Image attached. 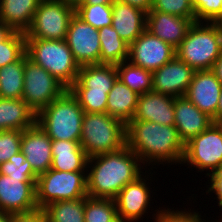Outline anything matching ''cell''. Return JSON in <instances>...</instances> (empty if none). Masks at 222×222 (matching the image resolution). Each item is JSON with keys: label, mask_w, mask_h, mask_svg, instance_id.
<instances>
[{"label": "cell", "mask_w": 222, "mask_h": 222, "mask_svg": "<svg viewBox=\"0 0 222 222\" xmlns=\"http://www.w3.org/2000/svg\"><path fill=\"white\" fill-rule=\"evenodd\" d=\"M157 213H153V218L156 222H204L201 218L202 216L199 215L197 212H190L186 211H179V210H172V209H161L159 208ZM156 215V216H155Z\"/></svg>", "instance_id": "39"}, {"label": "cell", "mask_w": 222, "mask_h": 222, "mask_svg": "<svg viewBox=\"0 0 222 222\" xmlns=\"http://www.w3.org/2000/svg\"><path fill=\"white\" fill-rule=\"evenodd\" d=\"M88 196L86 171L66 172L49 169L37 177L38 209L50 203L76 200Z\"/></svg>", "instance_id": "7"}, {"label": "cell", "mask_w": 222, "mask_h": 222, "mask_svg": "<svg viewBox=\"0 0 222 222\" xmlns=\"http://www.w3.org/2000/svg\"><path fill=\"white\" fill-rule=\"evenodd\" d=\"M117 79L116 65H82L80 66L77 80L68 90H89V93L108 94Z\"/></svg>", "instance_id": "22"}, {"label": "cell", "mask_w": 222, "mask_h": 222, "mask_svg": "<svg viewBox=\"0 0 222 222\" xmlns=\"http://www.w3.org/2000/svg\"><path fill=\"white\" fill-rule=\"evenodd\" d=\"M118 79L132 91L141 95L152 91V72L128 61L116 65Z\"/></svg>", "instance_id": "30"}, {"label": "cell", "mask_w": 222, "mask_h": 222, "mask_svg": "<svg viewBox=\"0 0 222 222\" xmlns=\"http://www.w3.org/2000/svg\"><path fill=\"white\" fill-rule=\"evenodd\" d=\"M175 51L170 44L145 30L129 44L127 61L153 72L169 62L176 55Z\"/></svg>", "instance_id": "13"}, {"label": "cell", "mask_w": 222, "mask_h": 222, "mask_svg": "<svg viewBox=\"0 0 222 222\" xmlns=\"http://www.w3.org/2000/svg\"><path fill=\"white\" fill-rule=\"evenodd\" d=\"M52 139L36 122L22 131L20 151L31 164L33 173L38 177L51 169Z\"/></svg>", "instance_id": "16"}, {"label": "cell", "mask_w": 222, "mask_h": 222, "mask_svg": "<svg viewBox=\"0 0 222 222\" xmlns=\"http://www.w3.org/2000/svg\"><path fill=\"white\" fill-rule=\"evenodd\" d=\"M42 210L46 222H84L85 197L50 203Z\"/></svg>", "instance_id": "29"}, {"label": "cell", "mask_w": 222, "mask_h": 222, "mask_svg": "<svg viewBox=\"0 0 222 222\" xmlns=\"http://www.w3.org/2000/svg\"><path fill=\"white\" fill-rule=\"evenodd\" d=\"M127 146L137 154L143 166L160 162L182 164L185 144L175 126L131 120L126 125Z\"/></svg>", "instance_id": "2"}, {"label": "cell", "mask_w": 222, "mask_h": 222, "mask_svg": "<svg viewBox=\"0 0 222 222\" xmlns=\"http://www.w3.org/2000/svg\"><path fill=\"white\" fill-rule=\"evenodd\" d=\"M210 185L208 190L206 191L208 193H215L217 195L218 205L222 209V167L214 171L210 176Z\"/></svg>", "instance_id": "40"}, {"label": "cell", "mask_w": 222, "mask_h": 222, "mask_svg": "<svg viewBox=\"0 0 222 222\" xmlns=\"http://www.w3.org/2000/svg\"><path fill=\"white\" fill-rule=\"evenodd\" d=\"M10 222H46L42 209L30 213L10 214Z\"/></svg>", "instance_id": "41"}, {"label": "cell", "mask_w": 222, "mask_h": 222, "mask_svg": "<svg viewBox=\"0 0 222 222\" xmlns=\"http://www.w3.org/2000/svg\"><path fill=\"white\" fill-rule=\"evenodd\" d=\"M100 64L118 65L128 59L129 44L121 39L112 26L98 29Z\"/></svg>", "instance_id": "27"}, {"label": "cell", "mask_w": 222, "mask_h": 222, "mask_svg": "<svg viewBox=\"0 0 222 222\" xmlns=\"http://www.w3.org/2000/svg\"><path fill=\"white\" fill-rule=\"evenodd\" d=\"M126 124L107 113H84L80 146L88 158L115 152L127 145Z\"/></svg>", "instance_id": "5"}, {"label": "cell", "mask_w": 222, "mask_h": 222, "mask_svg": "<svg viewBox=\"0 0 222 222\" xmlns=\"http://www.w3.org/2000/svg\"><path fill=\"white\" fill-rule=\"evenodd\" d=\"M195 10L196 22L214 23L222 14V0H190Z\"/></svg>", "instance_id": "38"}, {"label": "cell", "mask_w": 222, "mask_h": 222, "mask_svg": "<svg viewBox=\"0 0 222 222\" xmlns=\"http://www.w3.org/2000/svg\"><path fill=\"white\" fill-rule=\"evenodd\" d=\"M150 11H159L196 22L195 10L190 0H153Z\"/></svg>", "instance_id": "34"}, {"label": "cell", "mask_w": 222, "mask_h": 222, "mask_svg": "<svg viewBox=\"0 0 222 222\" xmlns=\"http://www.w3.org/2000/svg\"><path fill=\"white\" fill-rule=\"evenodd\" d=\"M75 8L60 0H41L26 38L64 40Z\"/></svg>", "instance_id": "8"}, {"label": "cell", "mask_w": 222, "mask_h": 222, "mask_svg": "<svg viewBox=\"0 0 222 222\" xmlns=\"http://www.w3.org/2000/svg\"><path fill=\"white\" fill-rule=\"evenodd\" d=\"M26 54L28 59L47 70L67 89L77 80L80 66L65 39L26 38Z\"/></svg>", "instance_id": "6"}, {"label": "cell", "mask_w": 222, "mask_h": 222, "mask_svg": "<svg viewBox=\"0 0 222 222\" xmlns=\"http://www.w3.org/2000/svg\"><path fill=\"white\" fill-rule=\"evenodd\" d=\"M175 50L193 70H210L222 50V31L214 23L195 22Z\"/></svg>", "instance_id": "4"}, {"label": "cell", "mask_w": 222, "mask_h": 222, "mask_svg": "<svg viewBox=\"0 0 222 222\" xmlns=\"http://www.w3.org/2000/svg\"><path fill=\"white\" fill-rule=\"evenodd\" d=\"M36 182L37 178H11L0 174V211L21 214L37 210Z\"/></svg>", "instance_id": "11"}, {"label": "cell", "mask_w": 222, "mask_h": 222, "mask_svg": "<svg viewBox=\"0 0 222 222\" xmlns=\"http://www.w3.org/2000/svg\"><path fill=\"white\" fill-rule=\"evenodd\" d=\"M13 30L0 20V43L4 41Z\"/></svg>", "instance_id": "44"}, {"label": "cell", "mask_w": 222, "mask_h": 222, "mask_svg": "<svg viewBox=\"0 0 222 222\" xmlns=\"http://www.w3.org/2000/svg\"><path fill=\"white\" fill-rule=\"evenodd\" d=\"M80 141L52 140L51 169L57 171H87L88 157Z\"/></svg>", "instance_id": "23"}, {"label": "cell", "mask_w": 222, "mask_h": 222, "mask_svg": "<svg viewBox=\"0 0 222 222\" xmlns=\"http://www.w3.org/2000/svg\"><path fill=\"white\" fill-rule=\"evenodd\" d=\"M111 222H130L128 220H125L123 218H121L120 216H117L114 220H112Z\"/></svg>", "instance_id": "51"}, {"label": "cell", "mask_w": 222, "mask_h": 222, "mask_svg": "<svg viewBox=\"0 0 222 222\" xmlns=\"http://www.w3.org/2000/svg\"><path fill=\"white\" fill-rule=\"evenodd\" d=\"M116 217L114 199L85 197L84 222H111Z\"/></svg>", "instance_id": "31"}, {"label": "cell", "mask_w": 222, "mask_h": 222, "mask_svg": "<svg viewBox=\"0 0 222 222\" xmlns=\"http://www.w3.org/2000/svg\"><path fill=\"white\" fill-rule=\"evenodd\" d=\"M25 53L19 60L0 68V98L22 99Z\"/></svg>", "instance_id": "28"}, {"label": "cell", "mask_w": 222, "mask_h": 222, "mask_svg": "<svg viewBox=\"0 0 222 222\" xmlns=\"http://www.w3.org/2000/svg\"><path fill=\"white\" fill-rule=\"evenodd\" d=\"M214 123L220 128V130L222 131V117H218Z\"/></svg>", "instance_id": "50"}, {"label": "cell", "mask_w": 222, "mask_h": 222, "mask_svg": "<svg viewBox=\"0 0 222 222\" xmlns=\"http://www.w3.org/2000/svg\"><path fill=\"white\" fill-rule=\"evenodd\" d=\"M174 119V126L184 144L214 123L185 96L174 97Z\"/></svg>", "instance_id": "18"}, {"label": "cell", "mask_w": 222, "mask_h": 222, "mask_svg": "<svg viewBox=\"0 0 222 222\" xmlns=\"http://www.w3.org/2000/svg\"><path fill=\"white\" fill-rule=\"evenodd\" d=\"M194 72L195 70L175 55L152 72V91L173 97L184 96Z\"/></svg>", "instance_id": "14"}, {"label": "cell", "mask_w": 222, "mask_h": 222, "mask_svg": "<svg viewBox=\"0 0 222 222\" xmlns=\"http://www.w3.org/2000/svg\"><path fill=\"white\" fill-rule=\"evenodd\" d=\"M22 131H0V164L8 161L13 155L20 152Z\"/></svg>", "instance_id": "37"}, {"label": "cell", "mask_w": 222, "mask_h": 222, "mask_svg": "<svg viewBox=\"0 0 222 222\" xmlns=\"http://www.w3.org/2000/svg\"><path fill=\"white\" fill-rule=\"evenodd\" d=\"M84 113L67 89L37 114L36 122L52 140L80 141Z\"/></svg>", "instance_id": "3"}, {"label": "cell", "mask_w": 222, "mask_h": 222, "mask_svg": "<svg viewBox=\"0 0 222 222\" xmlns=\"http://www.w3.org/2000/svg\"><path fill=\"white\" fill-rule=\"evenodd\" d=\"M66 90L67 88L47 70L28 58L24 61L22 99L36 114L59 98Z\"/></svg>", "instance_id": "9"}, {"label": "cell", "mask_w": 222, "mask_h": 222, "mask_svg": "<svg viewBox=\"0 0 222 222\" xmlns=\"http://www.w3.org/2000/svg\"><path fill=\"white\" fill-rule=\"evenodd\" d=\"M183 163L209 170L207 176L222 167V131L215 123L185 144Z\"/></svg>", "instance_id": "10"}, {"label": "cell", "mask_w": 222, "mask_h": 222, "mask_svg": "<svg viewBox=\"0 0 222 222\" xmlns=\"http://www.w3.org/2000/svg\"><path fill=\"white\" fill-rule=\"evenodd\" d=\"M75 14L96 29L112 25V4H80Z\"/></svg>", "instance_id": "32"}, {"label": "cell", "mask_w": 222, "mask_h": 222, "mask_svg": "<svg viewBox=\"0 0 222 222\" xmlns=\"http://www.w3.org/2000/svg\"><path fill=\"white\" fill-rule=\"evenodd\" d=\"M211 70L214 72L216 78L222 83V50Z\"/></svg>", "instance_id": "43"}, {"label": "cell", "mask_w": 222, "mask_h": 222, "mask_svg": "<svg viewBox=\"0 0 222 222\" xmlns=\"http://www.w3.org/2000/svg\"><path fill=\"white\" fill-rule=\"evenodd\" d=\"M60 1L74 8H76L78 5H80L83 2V0H60Z\"/></svg>", "instance_id": "46"}, {"label": "cell", "mask_w": 222, "mask_h": 222, "mask_svg": "<svg viewBox=\"0 0 222 222\" xmlns=\"http://www.w3.org/2000/svg\"><path fill=\"white\" fill-rule=\"evenodd\" d=\"M147 178L140 176L136 181L127 184L117 196L114 198L117 216L134 222L142 219V216L147 212V207L150 206L152 201L149 181ZM147 179V180H145ZM147 182V183H146ZM149 204V205H148Z\"/></svg>", "instance_id": "17"}, {"label": "cell", "mask_w": 222, "mask_h": 222, "mask_svg": "<svg viewBox=\"0 0 222 222\" xmlns=\"http://www.w3.org/2000/svg\"><path fill=\"white\" fill-rule=\"evenodd\" d=\"M41 0H0V20L13 31L26 32Z\"/></svg>", "instance_id": "25"}, {"label": "cell", "mask_w": 222, "mask_h": 222, "mask_svg": "<svg viewBox=\"0 0 222 222\" xmlns=\"http://www.w3.org/2000/svg\"><path fill=\"white\" fill-rule=\"evenodd\" d=\"M218 117H222V90H221V94H220V98H219V103H218V107H217V113L215 115V120Z\"/></svg>", "instance_id": "47"}, {"label": "cell", "mask_w": 222, "mask_h": 222, "mask_svg": "<svg viewBox=\"0 0 222 222\" xmlns=\"http://www.w3.org/2000/svg\"><path fill=\"white\" fill-rule=\"evenodd\" d=\"M85 113H106L107 95L89 93V90H69Z\"/></svg>", "instance_id": "36"}, {"label": "cell", "mask_w": 222, "mask_h": 222, "mask_svg": "<svg viewBox=\"0 0 222 222\" xmlns=\"http://www.w3.org/2000/svg\"><path fill=\"white\" fill-rule=\"evenodd\" d=\"M222 83L210 70L195 71L185 97L215 121Z\"/></svg>", "instance_id": "15"}, {"label": "cell", "mask_w": 222, "mask_h": 222, "mask_svg": "<svg viewBox=\"0 0 222 222\" xmlns=\"http://www.w3.org/2000/svg\"><path fill=\"white\" fill-rule=\"evenodd\" d=\"M26 53V37L21 31H13L0 43V68L19 60Z\"/></svg>", "instance_id": "33"}, {"label": "cell", "mask_w": 222, "mask_h": 222, "mask_svg": "<svg viewBox=\"0 0 222 222\" xmlns=\"http://www.w3.org/2000/svg\"><path fill=\"white\" fill-rule=\"evenodd\" d=\"M0 222H10V214L0 211Z\"/></svg>", "instance_id": "48"}, {"label": "cell", "mask_w": 222, "mask_h": 222, "mask_svg": "<svg viewBox=\"0 0 222 222\" xmlns=\"http://www.w3.org/2000/svg\"><path fill=\"white\" fill-rule=\"evenodd\" d=\"M214 24L222 31V14L216 19Z\"/></svg>", "instance_id": "49"}, {"label": "cell", "mask_w": 222, "mask_h": 222, "mask_svg": "<svg viewBox=\"0 0 222 222\" xmlns=\"http://www.w3.org/2000/svg\"><path fill=\"white\" fill-rule=\"evenodd\" d=\"M36 117L23 99L0 98V131H23L36 123Z\"/></svg>", "instance_id": "24"}, {"label": "cell", "mask_w": 222, "mask_h": 222, "mask_svg": "<svg viewBox=\"0 0 222 222\" xmlns=\"http://www.w3.org/2000/svg\"><path fill=\"white\" fill-rule=\"evenodd\" d=\"M65 41L79 66L100 64L98 29L87 24L75 13L70 19Z\"/></svg>", "instance_id": "12"}, {"label": "cell", "mask_w": 222, "mask_h": 222, "mask_svg": "<svg viewBox=\"0 0 222 222\" xmlns=\"http://www.w3.org/2000/svg\"><path fill=\"white\" fill-rule=\"evenodd\" d=\"M141 163L137 154L127 145L118 151L88 158V196L114 199L127 184L144 176L141 171L144 166L141 167Z\"/></svg>", "instance_id": "1"}, {"label": "cell", "mask_w": 222, "mask_h": 222, "mask_svg": "<svg viewBox=\"0 0 222 222\" xmlns=\"http://www.w3.org/2000/svg\"><path fill=\"white\" fill-rule=\"evenodd\" d=\"M138 98L139 94L117 79L107 95L106 113L127 125L134 118Z\"/></svg>", "instance_id": "26"}, {"label": "cell", "mask_w": 222, "mask_h": 222, "mask_svg": "<svg viewBox=\"0 0 222 222\" xmlns=\"http://www.w3.org/2000/svg\"><path fill=\"white\" fill-rule=\"evenodd\" d=\"M115 0H83L81 4H113Z\"/></svg>", "instance_id": "45"}, {"label": "cell", "mask_w": 222, "mask_h": 222, "mask_svg": "<svg viewBox=\"0 0 222 222\" xmlns=\"http://www.w3.org/2000/svg\"><path fill=\"white\" fill-rule=\"evenodd\" d=\"M127 4H130L134 7H137L145 12H149L152 8L153 0H118Z\"/></svg>", "instance_id": "42"}, {"label": "cell", "mask_w": 222, "mask_h": 222, "mask_svg": "<svg viewBox=\"0 0 222 222\" xmlns=\"http://www.w3.org/2000/svg\"><path fill=\"white\" fill-rule=\"evenodd\" d=\"M147 12L130 4L115 0L112 4V27L128 44L134 42L145 30Z\"/></svg>", "instance_id": "21"}, {"label": "cell", "mask_w": 222, "mask_h": 222, "mask_svg": "<svg viewBox=\"0 0 222 222\" xmlns=\"http://www.w3.org/2000/svg\"><path fill=\"white\" fill-rule=\"evenodd\" d=\"M193 23L188 18L159 11H149L147 13L146 30L176 49L186 37Z\"/></svg>", "instance_id": "19"}, {"label": "cell", "mask_w": 222, "mask_h": 222, "mask_svg": "<svg viewBox=\"0 0 222 222\" xmlns=\"http://www.w3.org/2000/svg\"><path fill=\"white\" fill-rule=\"evenodd\" d=\"M133 120L174 126V97L153 91L139 95Z\"/></svg>", "instance_id": "20"}, {"label": "cell", "mask_w": 222, "mask_h": 222, "mask_svg": "<svg viewBox=\"0 0 222 222\" xmlns=\"http://www.w3.org/2000/svg\"><path fill=\"white\" fill-rule=\"evenodd\" d=\"M0 174L11 178H37L33 173L31 164L25 159V155L21 151L0 164Z\"/></svg>", "instance_id": "35"}]
</instances>
